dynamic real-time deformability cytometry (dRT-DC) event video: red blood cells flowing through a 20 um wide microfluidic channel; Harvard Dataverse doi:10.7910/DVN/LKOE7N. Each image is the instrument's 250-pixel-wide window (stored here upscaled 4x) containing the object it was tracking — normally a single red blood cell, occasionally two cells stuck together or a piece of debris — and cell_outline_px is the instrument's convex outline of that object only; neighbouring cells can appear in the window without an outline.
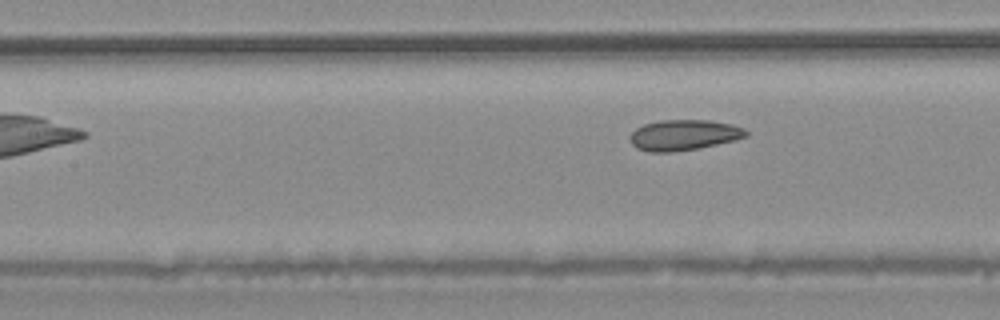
{"species": "common noctule bat (a hibernating species)", "species_latin": "Nyctalus noctula", "temperature_condition": "warm", "stored_images_in_passage": 6, "segment_of_instrument_passage": [1, 2], "camera_frame_rate_fps": 3000, "um_per_image_px": 0.085, "animal": {"sex": "male", "body_mass_g": 20.4}, "frame": {"image": 1, "passage_image": 5, "time_ms": 1.333, "image_size_px": [1000, 320], "cell_outline_px": [[748, 136], [736, 140], [700, 148], [672, 152], [648, 152], [636, 148], [632, 144], [628, 136], [636, 128], [644, 124], [660, 120], [708, 120], [732, 124], [744, 128], [748, 132]], "centroid_in_image_um": [58.12, 11.48], "position_along_channel_um": 149.3, "area_um2": 20.92}}